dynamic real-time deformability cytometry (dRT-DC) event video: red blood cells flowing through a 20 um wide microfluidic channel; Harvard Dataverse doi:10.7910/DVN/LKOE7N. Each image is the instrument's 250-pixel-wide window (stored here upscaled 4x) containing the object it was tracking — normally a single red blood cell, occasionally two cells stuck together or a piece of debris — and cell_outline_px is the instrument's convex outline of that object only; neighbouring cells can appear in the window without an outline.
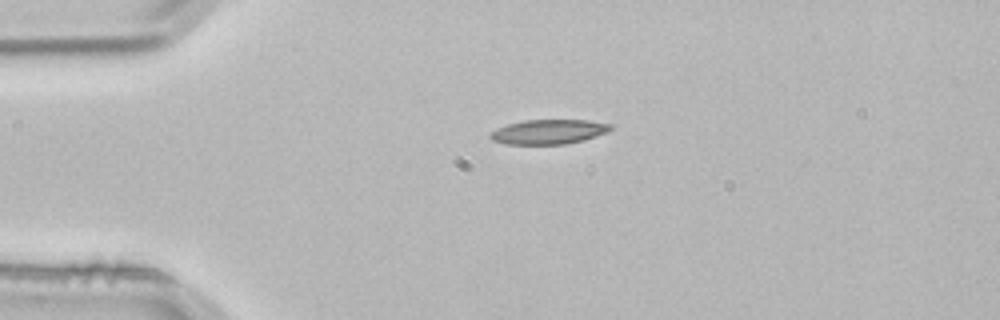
{"species": "common noctule bat (a hibernating species)", "species_latin": "Nyctalus noctula", "temperature_condition": "room temperature", "stored_images_in_passage": 1, "camera_frame_rate_fps": 3000, "um_per_image_px": 0.085, "animal": {"sex": "male", "body_mass_g": 21.5, "forearm_length_mm": 52.0}, "frame": {"image": 1, "passage_image": 1, "time_ms": 0.0, "image_size_px": [1000, 320], "cell_outline_px": [[612, 128], [608, 132], [584, 140], [564, 144], [508, 144], [492, 140], [488, 136], [488, 132], [496, 128], [508, 124], [524, 120], [588, 120], [612, 124]], "centroid_in_image_um": [46.62, 11.2], "position_along_channel_um": 38.4, "area_um2": 17.34}}